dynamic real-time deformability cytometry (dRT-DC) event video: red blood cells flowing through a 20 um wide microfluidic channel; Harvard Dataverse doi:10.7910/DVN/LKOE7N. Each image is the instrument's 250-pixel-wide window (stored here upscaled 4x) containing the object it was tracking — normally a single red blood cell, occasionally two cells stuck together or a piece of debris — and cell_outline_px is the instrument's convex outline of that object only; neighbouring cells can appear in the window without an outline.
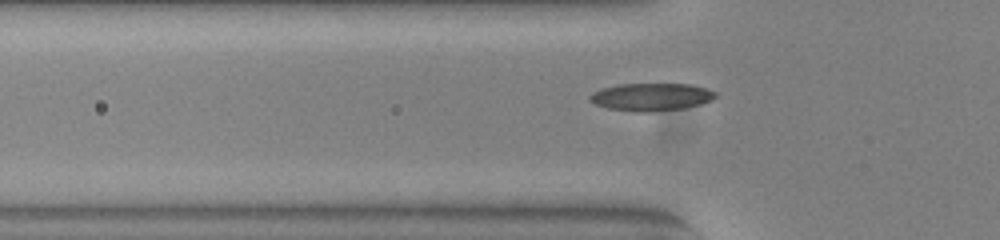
{"species": "common noctule bat (a hibernating species)", "species_latin": "Nyctalus noctula", "temperature_condition": "warm", "stored_images_in_passage": 34, "camera_frame_rate_fps": 3000, "um_per_image_px": 0.085, "animal": {"sex": "female", "body_mass_g": 23.0, "forearm_length_mm": 53.4}, "frame": {"image": 1, "passage_image": 5, "time_ms": 1.333, "image_size_px": [1000, 240], "cell_outline_px": [[716, 96], [712, 100], [700, 104], [684, 108], [648, 112], [636, 112], [608, 108], [596, 104], [588, 100], [588, 96], [592, 92], [604, 88], [620, 84], [688, 84], [704, 88], [716, 92]], "centroid_in_image_um": [55.33, 8.24], "position_along_channel_um": 70.5, "area_um2": 20.11}}
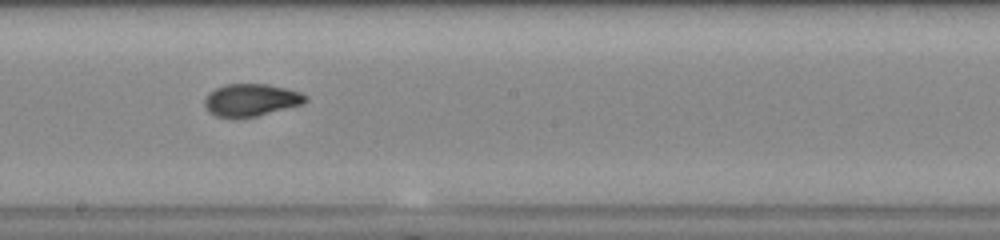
{"frame": {"image": 2, "passage_image": 17, "time_ms": 5.333, "image_size_px": [1000, 240], "cell_outline_px": [[308, 100], [304, 104], [256, 116], [216, 116], [208, 112], [204, 104], [204, 100], [208, 92], [216, 88], [228, 84], [268, 84], [288, 88], [300, 92], [308, 96]], "centroid_in_image_um": [21.37, 8.48], "position_along_channel_um": 226.8, "area_um2": 18.96}}
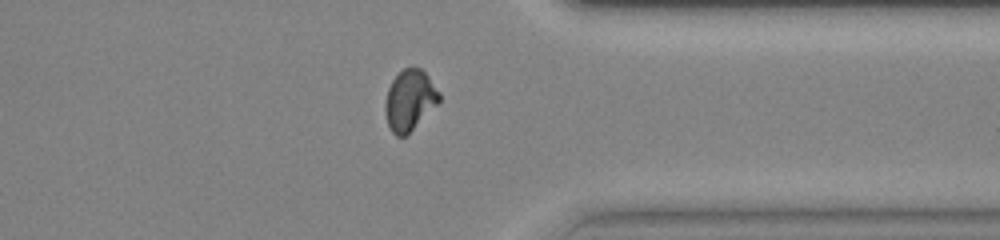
{"frame": {"image": 3, "passage_image": 29, "time_ms": 9.333, "image_size_px": [1000, 240], "cell_outline_px": [[440, 100], [404, 136], [396, 136], [392, 132], [388, 124], [384, 108], [384, 104], [388, 88], [392, 80], [404, 68], [420, 68], [428, 76], [440, 92]], "centroid_in_image_um": [34.8, 8.49], "position_along_channel_um": 376.6, "area_um2": 18.55}}